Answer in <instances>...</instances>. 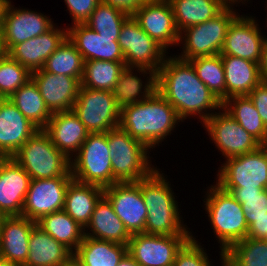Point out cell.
I'll list each match as a JSON object with an SVG mask.
<instances>
[{"instance_id":"c3c4849f","label":"cell","mask_w":267,"mask_h":266,"mask_svg":"<svg viewBox=\"0 0 267 266\" xmlns=\"http://www.w3.org/2000/svg\"><path fill=\"white\" fill-rule=\"evenodd\" d=\"M260 78L262 82L267 83V39L262 48L261 60L259 63Z\"/></svg>"},{"instance_id":"d590c367","label":"cell","mask_w":267,"mask_h":266,"mask_svg":"<svg viewBox=\"0 0 267 266\" xmlns=\"http://www.w3.org/2000/svg\"><path fill=\"white\" fill-rule=\"evenodd\" d=\"M124 68L125 62L84 61L81 86L96 90L113 91Z\"/></svg>"},{"instance_id":"5b68a950","label":"cell","mask_w":267,"mask_h":266,"mask_svg":"<svg viewBox=\"0 0 267 266\" xmlns=\"http://www.w3.org/2000/svg\"><path fill=\"white\" fill-rule=\"evenodd\" d=\"M107 143L115 183L138 182L157 168L151 163L150 149L120 126L107 132Z\"/></svg>"},{"instance_id":"e575fe53","label":"cell","mask_w":267,"mask_h":266,"mask_svg":"<svg viewBox=\"0 0 267 266\" xmlns=\"http://www.w3.org/2000/svg\"><path fill=\"white\" fill-rule=\"evenodd\" d=\"M222 107L259 143L267 127L248 96H233L225 100Z\"/></svg>"},{"instance_id":"8d00e7d4","label":"cell","mask_w":267,"mask_h":266,"mask_svg":"<svg viewBox=\"0 0 267 266\" xmlns=\"http://www.w3.org/2000/svg\"><path fill=\"white\" fill-rule=\"evenodd\" d=\"M84 61L76 46L68 39L45 61L42 69L56 75L82 79Z\"/></svg>"},{"instance_id":"30bf717a","label":"cell","mask_w":267,"mask_h":266,"mask_svg":"<svg viewBox=\"0 0 267 266\" xmlns=\"http://www.w3.org/2000/svg\"><path fill=\"white\" fill-rule=\"evenodd\" d=\"M72 110L89 133L108 132L120 124L121 109L113 91L81 86Z\"/></svg>"},{"instance_id":"b9f144b4","label":"cell","mask_w":267,"mask_h":266,"mask_svg":"<svg viewBox=\"0 0 267 266\" xmlns=\"http://www.w3.org/2000/svg\"><path fill=\"white\" fill-rule=\"evenodd\" d=\"M242 205L249 226L252 218L267 216V189H224Z\"/></svg>"},{"instance_id":"9f6ffc18","label":"cell","mask_w":267,"mask_h":266,"mask_svg":"<svg viewBox=\"0 0 267 266\" xmlns=\"http://www.w3.org/2000/svg\"><path fill=\"white\" fill-rule=\"evenodd\" d=\"M3 217H4V215L0 212V222H1Z\"/></svg>"},{"instance_id":"2e32d148","label":"cell","mask_w":267,"mask_h":266,"mask_svg":"<svg viewBox=\"0 0 267 266\" xmlns=\"http://www.w3.org/2000/svg\"><path fill=\"white\" fill-rule=\"evenodd\" d=\"M243 15L239 13L230 23L220 54L240 57L259 64L267 36L261 33L254 16Z\"/></svg>"},{"instance_id":"3957f363","label":"cell","mask_w":267,"mask_h":266,"mask_svg":"<svg viewBox=\"0 0 267 266\" xmlns=\"http://www.w3.org/2000/svg\"><path fill=\"white\" fill-rule=\"evenodd\" d=\"M156 168L140 180V189L148 209L145 233L154 235L192 236L180 215L177 197L166 175ZM175 195V196H174ZM189 229V230H188Z\"/></svg>"},{"instance_id":"ac0fdd59","label":"cell","mask_w":267,"mask_h":266,"mask_svg":"<svg viewBox=\"0 0 267 266\" xmlns=\"http://www.w3.org/2000/svg\"><path fill=\"white\" fill-rule=\"evenodd\" d=\"M53 25L52 18L44 13L21 7L14 8L10 2L1 30L4 52L7 53L14 45L45 33Z\"/></svg>"},{"instance_id":"f6af8a7d","label":"cell","mask_w":267,"mask_h":266,"mask_svg":"<svg viewBox=\"0 0 267 266\" xmlns=\"http://www.w3.org/2000/svg\"><path fill=\"white\" fill-rule=\"evenodd\" d=\"M247 96L267 127V83L261 81Z\"/></svg>"},{"instance_id":"5bb4252c","label":"cell","mask_w":267,"mask_h":266,"mask_svg":"<svg viewBox=\"0 0 267 266\" xmlns=\"http://www.w3.org/2000/svg\"><path fill=\"white\" fill-rule=\"evenodd\" d=\"M191 236L133 234L127 252L141 266H173L178 250Z\"/></svg>"},{"instance_id":"816d5d0a","label":"cell","mask_w":267,"mask_h":266,"mask_svg":"<svg viewBox=\"0 0 267 266\" xmlns=\"http://www.w3.org/2000/svg\"><path fill=\"white\" fill-rule=\"evenodd\" d=\"M63 266H84L81 262H79L74 256L66 262Z\"/></svg>"},{"instance_id":"bcb514c9","label":"cell","mask_w":267,"mask_h":266,"mask_svg":"<svg viewBox=\"0 0 267 266\" xmlns=\"http://www.w3.org/2000/svg\"><path fill=\"white\" fill-rule=\"evenodd\" d=\"M247 237L267 241V216L252 218V223L248 226Z\"/></svg>"},{"instance_id":"f5cc1de1","label":"cell","mask_w":267,"mask_h":266,"mask_svg":"<svg viewBox=\"0 0 267 266\" xmlns=\"http://www.w3.org/2000/svg\"><path fill=\"white\" fill-rule=\"evenodd\" d=\"M0 266H19V265L0 258Z\"/></svg>"},{"instance_id":"9a60e30c","label":"cell","mask_w":267,"mask_h":266,"mask_svg":"<svg viewBox=\"0 0 267 266\" xmlns=\"http://www.w3.org/2000/svg\"><path fill=\"white\" fill-rule=\"evenodd\" d=\"M72 176L31 179L22 216L38 221L41 217L64 209L65 194Z\"/></svg>"},{"instance_id":"60d3db41","label":"cell","mask_w":267,"mask_h":266,"mask_svg":"<svg viewBox=\"0 0 267 266\" xmlns=\"http://www.w3.org/2000/svg\"><path fill=\"white\" fill-rule=\"evenodd\" d=\"M31 72L7 53L0 57V96L9 99L12 94L31 79Z\"/></svg>"},{"instance_id":"484cf974","label":"cell","mask_w":267,"mask_h":266,"mask_svg":"<svg viewBox=\"0 0 267 266\" xmlns=\"http://www.w3.org/2000/svg\"><path fill=\"white\" fill-rule=\"evenodd\" d=\"M136 69V70H135ZM144 78L138 77L137 73ZM141 72V73H140ZM146 80V81H145ZM157 88L156 72L145 68L126 67L121 71L113 95L120 109L150 97Z\"/></svg>"},{"instance_id":"681fc988","label":"cell","mask_w":267,"mask_h":266,"mask_svg":"<svg viewBox=\"0 0 267 266\" xmlns=\"http://www.w3.org/2000/svg\"><path fill=\"white\" fill-rule=\"evenodd\" d=\"M117 266H141L128 252L122 257Z\"/></svg>"},{"instance_id":"277c9868","label":"cell","mask_w":267,"mask_h":266,"mask_svg":"<svg viewBox=\"0 0 267 266\" xmlns=\"http://www.w3.org/2000/svg\"><path fill=\"white\" fill-rule=\"evenodd\" d=\"M205 203V214H208L211 229L220 244V261L224 260V253L236 242L247 237L248 225L242 205L234 196L217 184L208 186Z\"/></svg>"},{"instance_id":"4fadbf2b","label":"cell","mask_w":267,"mask_h":266,"mask_svg":"<svg viewBox=\"0 0 267 266\" xmlns=\"http://www.w3.org/2000/svg\"><path fill=\"white\" fill-rule=\"evenodd\" d=\"M104 196L130 235L145 233L148 209L138 182L115 183L104 188Z\"/></svg>"},{"instance_id":"e0dca14e","label":"cell","mask_w":267,"mask_h":266,"mask_svg":"<svg viewBox=\"0 0 267 266\" xmlns=\"http://www.w3.org/2000/svg\"><path fill=\"white\" fill-rule=\"evenodd\" d=\"M141 29L166 51L179 44L173 11L168 0H148L133 14Z\"/></svg>"},{"instance_id":"4316f807","label":"cell","mask_w":267,"mask_h":266,"mask_svg":"<svg viewBox=\"0 0 267 266\" xmlns=\"http://www.w3.org/2000/svg\"><path fill=\"white\" fill-rule=\"evenodd\" d=\"M84 236L123 245H128L131 238L123 222L116 215L111 203L104 195L96 203L91 220L84 229Z\"/></svg>"},{"instance_id":"83f0119b","label":"cell","mask_w":267,"mask_h":266,"mask_svg":"<svg viewBox=\"0 0 267 266\" xmlns=\"http://www.w3.org/2000/svg\"><path fill=\"white\" fill-rule=\"evenodd\" d=\"M29 253L23 266H63L73 252L35 225L28 244Z\"/></svg>"},{"instance_id":"db71d44e","label":"cell","mask_w":267,"mask_h":266,"mask_svg":"<svg viewBox=\"0 0 267 266\" xmlns=\"http://www.w3.org/2000/svg\"><path fill=\"white\" fill-rule=\"evenodd\" d=\"M260 147L267 152V132L265 134V137L263 141L260 143Z\"/></svg>"},{"instance_id":"7c38bea8","label":"cell","mask_w":267,"mask_h":266,"mask_svg":"<svg viewBox=\"0 0 267 266\" xmlns=\"http://www.w3.org/2000/svg\"><path fill=\"white\" fill-rule=\"evenodd\" d=\"M225 160L256 150L260 143L223 107L202 124Z\"/></svg>"},{"instance_id":"d6a6232c","label":"cell","mask_w":267,"mask_h":266,"mask_svg":"<svg viewBox=\"0 0 267 266\" xmlns=\"http://www.w3.org/2000/svg\"><path fill=\"white\" fill-rule=\"evenodd\" d=\"M9 100L38 129H44L52 116L32 78L16 90Z\"/></svg>"},{"instance_id":"ffe728a7","label":"cell","mask_w":267,"mask_h":266,"mask_svg":"<svg viewBox=\"0 0 267 266\" xmlns=\"http://www.w3.org/2000/svg\"><path fill=\"white\" fill-rule=\"evenodd\" d=\"M44 102L51 113L72 110L81 87V79L56 75L43 69L32 72Z\"/></svg>"},{"instance_id":"1f68e13d","label":"cell","mask_w":267,"mask_h":266,"mask_svg":"<svg viewBox=\"0 0 267 266\" xmlns=\"http://www.w3.org/2000/svg\"><path fill=\"white\" fill-rule=\"evenodd\" d=\"M127 245L84 236L73 256L84 266H117Z\"/></svg>"},{"instance_id":"44dd1931","label":"cell","mask_w":267,"mask_h":266,"mask_svg":"<svg viewBox=\"0 0 267 266\" xmlns=\"http://www.w3.org/2000/svg\"><path fill=\"white\" fill-rule=\"evenodd\" d=\"M67 38V27L56 23L45 33L14 45L7 54L31 73L42 69L45 61Z\"/></svg>"},{"instance_id":"d6986e66","label":"cell","mask_w":267,"mask_h":266,"mask_svg":"<svg viewBox=\"0 0 267 266\" xmlns=\"http://www.w3.org/2000/svg\"><path fill=\"white\" fill-rule=\"evenodd\" d=\"M31 177L12 158H0V212L22 216Z\"/></svg>"},{"instance_id":"836d02e7","label":"cell","mask_w":267,"mask_h":266,"mask_svg":"<svg viewBox=\"0 0 267 266\" xmlns=\"http://www.w3.org/2000/svg\"><path fill=\"white\" fill-rule=\"evenodd\" d=\"M36 225L58 242L64 244L73 253L77 250L84 237V228L64 210L44 215L36 222Z\"/></svg>"},{"instance_id":"f1b7e54d","label":"cell","mask_w":267,"mask_h":266,"mask_svg":"<svg viewBox=\"0 0 267 266\" xmlns=\"http://www.w3.org/2000/svg\"><path fill=\"white\" fill-rule=\"evenodd\" d=\"M226 84V100L247 96L260 82L259 64L231 55H221Z\"/></svg>"},{"instance_id":"7402d4cb","label":"cell","mask_w":267,"mask_h":266,"mask_svg":"<svg viewBox=\"0 0 267 266\" xmlns=\"http://www.w3.org/2000/svg\"><path fill=\"white\" fill-rule=\"evenodd\" d=\"M38 130L9 99L0 101V158H12Z\"/></svg>"},{"instance_id":"ee69618b","label":"cell","mask_w":267,"mask_h":266,"mask_svg":"<svg viewBox=\"0 0 267 266\" xmlns=\"http://www.w3.org/2000/svg\"><path fill=\"white\" fill-rule=\"evenodd\" d=\"M101 0H64L72 23H85Z\"/></svg>"},{"instance_id":"cb8c5ba5","label":"cell","mask_w":267,"mask_h":266,"mask_svg":"<svg viewBox=\"0 0 267 266\" xmlns=\"http://www.w3.org/2000/svg\"><path fill=\"white\" fill-rule=\"evenodd\" d=\"M43 130L50 136L53 145L70 161L89 134L73 110L52 113Z\"/></svg>"},{"instance_id":"9c48e42d","label":"cell","mask_w":267,"mask_h":266,"mask_svg":"<svg viewBox=\"0 0 267 266\" xmlns=\"http://www.w3.org/2000/svg\"><path fill=\"white\" fill-rule=\"evenodd\" d=\"M218 169L216 184L222 189H267V152L260 146L226 159Z\"/></svg>"},{"instance_id":"4dcf8cb0","label":"cell","mask_w":267,"mask_h":266,"mask_svg":"<svg viewBox=\"0 0 267 266\" xmlns=\"http://www.w3.org/2000/svg\"><path fill=\"white\" fill-rule=\"evenodd\" d=\"M179 32L220 14L233 0H168Z\"/></svg>"},{"instance_id":"7bdbcfd3","label":"cell","mask_w":267,"mask_h":266,"mask_svg":"<svg viewBox=\"0 0 267 266\" xmlns=\"http://www.w3.org/2000/svg\"><path fill=\"white\" fill-rule=\"evenodd\" d=\"M204 249L192 235L176 253L173 266H214ZM220 263L224 266V260Z\"/></svg>"},{"instance_id":"d4e9b609","label":"cell","mask_w":267,"mask_h":266,"mask_svg":"<svg viewBox=\"0 0 267 266\" xmlns=\"http://www.w3.org/2000/svg\"><path fill=\"white\" fill-rule=\"evenodd\" d=\"M35 225L36 221L23 216H4L0 222V258L23 266Z\"/></svg>"},{"instance_id":"52a82bcc","label":"cell","mask_w":267,"mask_h":266,"mask_svg":"<svg viewBox=\"0 0 267 266\" xmlns=\"http://www.w3.org/2000/svg\"><path fill=\"white\" fill-rule=\"evenodd\" d=\"M240 1H232L220 14L214 18L180 32L178 46L182 51L178 58L191 60L196 57L214 56L220 54L224 45L227 29L232 20L239 14L234 6Z\"/></svg>"},{"instance_id":"6da1fadb","label":"cell","mask_w":267,"mask_h":266,"mask_svg":"<svg viewBox=\"0 0 267 266\" xmlns=\"http://www.w3.org/2000/svg\"><path fill=\"white\" fill-rule=\"evenodd\" d=\"M156 81V90L175 108L182 122L197 116L203 124L222 107L221 100L198 78L192 64L176 55L165 58Z\"/></svg>"},{"instance_id":"8fae6325","label":"cell","mask_w":267,"mask_h":266,"mask_svg":"<svg viewBox=\"0 0 267 266\" xmlns=\"http://www.w3.org/2000/svg\"><path fill=\"white\" fill-rule=\"evenodd\" d=\"M118 44L124 55L126 67L145 68L156 73L169 54L141 29L133 15L124 21Z\"/></svg>"},{"instance_id":"f546056e","label":"cell","mask_w":267,"mask_h":266,"mask_svg":"<svg viewBox=\"0 0 267 266\" xmlns=\"http://www.w3.org/2000/svg\"><path fill=\"white\" fill-rule=\"evenodd\" d=\"M104 188L72 180L66 190L64 211L82 228L89 224Z\"/></svg>"},{"instance_id":"7dc6e473","label":"cell","mask_w":267,"mask_h":266,"mask_svg":"<svg viewBox=\"0 0 267 266\" xmlns=\"http://www.w3.org/2000/svg\"><path fill=\"white\" fill-rule=\"evenodd\" d=\"M102 2L111 5L114 8L133 15L135 11L148 0H101Z\"/></svg>"},{"instance_id":"f35d334b","label":"cell","mask_w":267,"mask_h":266,"mask_svg":"<svg viewBox=\"0 0 267 266\" xmlns=\"http://www.w3.org/2000/svg\"><path fill=\"white\" fill-rule=\"evenodd\" d=\"M188 61L192 64L198 78L223 103L226 100V84L221 54L196 57Z\"/></svg>"},{"instance_id":"ba28073f","label":"cell","mask_w":267,"mask_h":266,"mask_svg":"<svg viewBox=\"0 0 267 266\" xmlns=\"http://www.w3.org/2000/svg\"><path fill=\"white\" fill-rule=\"evenodd\" d=\"M74 180L102 188L115 184L107 132L89 133L79 152L71 159Z\"/></svg>"},{"instance_id":"7a4b0ae2","label":"cell","mask_w":267,"mask_h":266,"mask_svg":"<svg viewBox=\"0 0 267 266\" xmlns=\"http://www.w3.org/2000/svg\"><path fill=\"white\" fill-rule=\"evenodd\" d=\"M180 121L175 108L156 90L143 101L124 106L119 126L151 151L171 135Z\"/></svg>"},{"instance_id":"603a6c76","label":"cell","mask_w":267,"mask_h":266,"mask_svg":"<svg viewBox=\"0 0 267 266\" xmlns=\"http://www.w3.org/2000/svg\"><path fill=\"white\" fill-rule=\"evenodd\" d=\"M67 37L81 53L83 61L125 62L118 41H114V37L101 36L85 23L69 24Z\"/></svg>"},{"instance_id":"8992f818","label":"cell","mask_w":267,"mask_h":266,"mask_svg":"<svg viewBox=\"0 0 267 266\" xmlns=\"http://www.w3.org/2000/svg\"><path fill=\"white\" fill-rule=\"evenodd\" d=\"M31 179L72 176L71 161L52 143L43 130L35 132L13 155Z\"/></svg>"},{"instance_id":"f907efd6","label":"cell","mask_w":267,"mask_h":266,"mask_svg":"<svg viewBox=\"0 0 267 266\" xmlns=\"http://www.w3.org/2000/svg\"><path fill=\"white\" fill-rule=\"evenodd\" d=\"M10 2H11L10 0H0V30H2V24L5 18V13Z\"/></svg>"},{"instance_id":"11a10c76","label":"cell","mask_w":267,"mask_h":266,"mask_svg":"<svg viewBox=\"0 0 267 266\" xmlns=\"http://www.w3.org/2000/svg\"><path fill=\"white\" fill-rule=\"evenodd\" d=\"M4 49L2 46V36H1V30H0V57L4 54Z\"/></svg>"},{"instance_id":"74e56055","label":"cell","mask_w":267,"mask_h":266,"mask_svg":"<svg viewBox=\"0 0 267 266\" xmlns=\"http://www.w3.org/2000/svg\"><path fill=\"white\" fill-rule=\"evenodd\" d=\"M224 266H267V241L246 237L224 253Z\"/></svg>"},{"instance_id":"ab89813d","label":"cell","mask_w":267,"mask_h":266,"mask_svg":"<svg viewBox=\"0 0 267 266\" xmlns=\"http://www.w3.org/2000/svg\"><path fill=\"white\" fill-rule=\"evenodd\" d=\"M129 16L118 8L100 1L85 24L99 35L114 37V41H118L122 25Z\"/></svg>"}]
</instances>
